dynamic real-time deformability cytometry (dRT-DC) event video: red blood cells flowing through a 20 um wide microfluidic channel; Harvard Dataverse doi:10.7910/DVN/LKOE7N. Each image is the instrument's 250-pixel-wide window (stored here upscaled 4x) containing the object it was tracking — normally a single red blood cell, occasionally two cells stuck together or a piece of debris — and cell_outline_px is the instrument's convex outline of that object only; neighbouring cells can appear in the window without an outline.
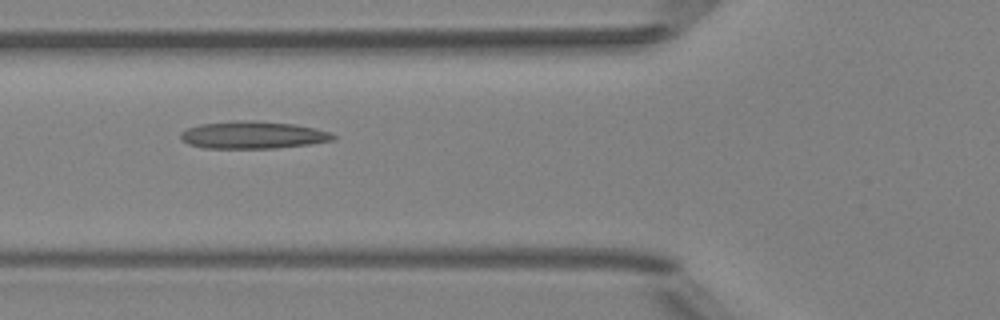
{"species": "Egyptian fruit bat (a non-hibernating species)", "species_latin": "Rousettus aegyptiacus", "temperature_condition": "room temperature", "stored_images_in_passage": 7, "camera_frame_rate_fps": 3000, "um_per_image_px": 0.085, "animal": {"sex": "female"}, "frame": {"image": 1, "passage_image": 6, "time_ms": 5.667, "image_size_px": [1000, 320], "cell_outline_px": [[336, 136], [332, 140], [308, 144], [272, 148], [204, 148], [188, 144], [180, 136], [180, 132], [188, 128], [200, 124], [232, 120], [252, 120], [296, 124], [328, 132]], "centroid_in_image_um": [21.44, 11.46], "position_along_channel_um": 104.4, "area_um2": 24.16}}
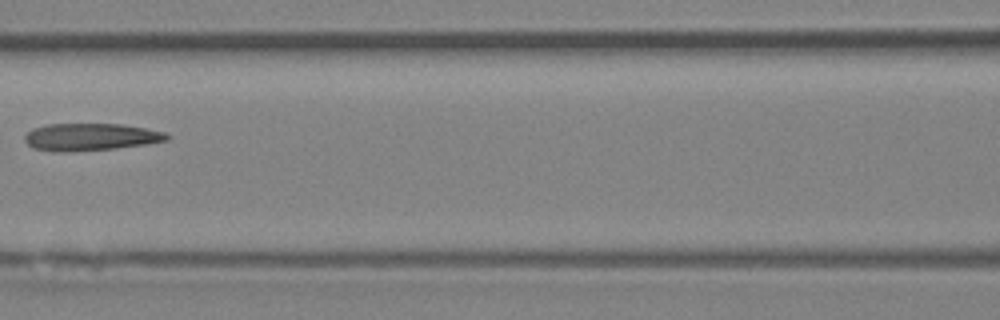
{"frame": {"image": 2, "passage_image": 7, "time_ms": 7.0, "image_size_px": [1000, 320], "cell_outline_px": [[172, 136], [168, 140], [144, 144], [116, 148], [60, 152], [32, 148], [24, 140], [24, 136], [32, 128], [48, 124], [120, 124], [144, 128], [164, 132]], "centroid_in_image_um": [7.68, 11.64], "position_along_channel_um": 158.9, "area_um2": 22.43}}